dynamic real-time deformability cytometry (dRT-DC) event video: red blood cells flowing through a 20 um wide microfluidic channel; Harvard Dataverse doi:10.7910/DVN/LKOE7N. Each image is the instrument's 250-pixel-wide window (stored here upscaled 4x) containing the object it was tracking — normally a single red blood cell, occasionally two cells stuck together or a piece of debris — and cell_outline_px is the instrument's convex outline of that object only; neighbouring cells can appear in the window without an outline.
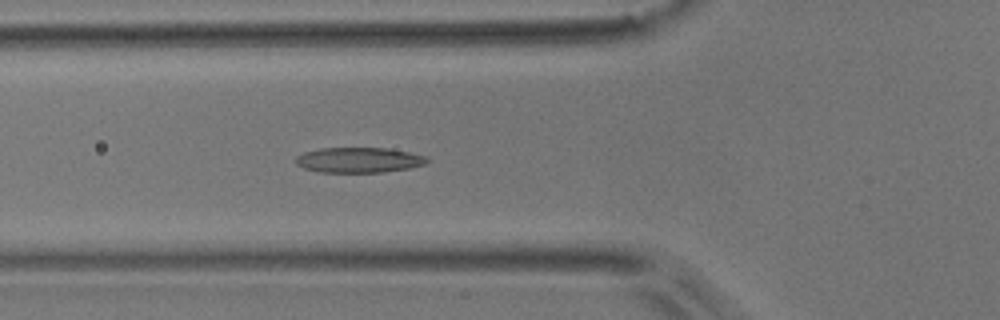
{"species": "common noctule bat (a hibernating species)", "species_latin": "Nyctalus noctula", "temperature_condition": "room temperature", "stored_images_in_passage": 5, "camera_frame_rate_fps": 3000, "um_per_image_px": 0.085, "animal": {"sex": "male", "body_mass_g": 17.9}, "frame": {"image": 1, "passage_image": 5, "time_ms": 1.333, "image_size_px": [1000, 320], "cell_outline_px": [[428, 164], [408, 168], [384, 172], [320, 172], [304, 168], [296, 164], [296, 156], [304, 152], [320, 148], [384, 148], [408, 152], [428, 156]], "centroid_in_image_um": [30.52, 13.6], "position_along_channel_um": 95.3, "area_um2": 19.31}}